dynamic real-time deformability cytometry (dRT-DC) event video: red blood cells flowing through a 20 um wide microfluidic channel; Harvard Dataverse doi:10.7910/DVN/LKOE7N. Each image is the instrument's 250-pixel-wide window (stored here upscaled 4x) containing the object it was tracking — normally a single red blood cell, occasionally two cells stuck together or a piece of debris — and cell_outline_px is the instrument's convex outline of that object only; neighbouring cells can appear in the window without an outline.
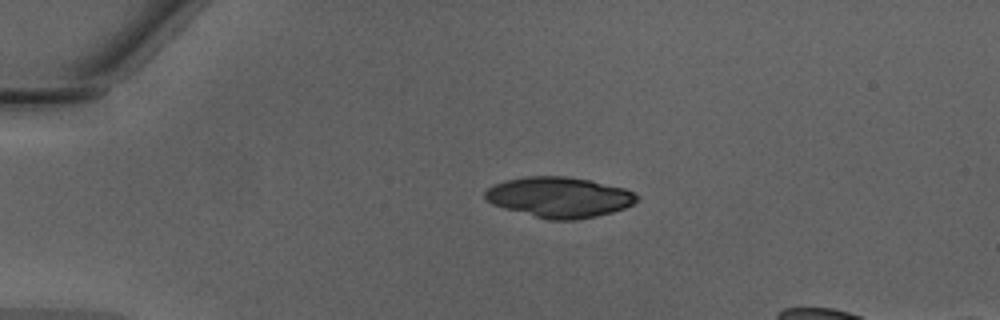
{"species": "Egyptian fruit bat (a non-hibernating species)", "species_latin": "Rousettus aegyptiacus", "temperature_condition": "warm", "stored_images_in_passage": 36, "camera_frame_rate_fps": 3000, "um_per_image_px": 0.085, "animal": {"sex": "male"}, "frame": {"image": 1, "passage_image": 1, "time_ms": 0.0, "image_size_px": [1000, 320], "cell_outline_px": [[640, 200], [624, 208], [612, 212], [596, 216], [576, 220], [548, 220], [504, 208], [492, 204], [484, 196], [484, 192], [488, 188], [504, 180], [524, 176], [568, 176], [588, 180], [624, 188], [640, 196]], "centroid_in_image_um": [47.54, 16.76], "position_along_channel_um": 37.5, "area_um2": 35.78}}